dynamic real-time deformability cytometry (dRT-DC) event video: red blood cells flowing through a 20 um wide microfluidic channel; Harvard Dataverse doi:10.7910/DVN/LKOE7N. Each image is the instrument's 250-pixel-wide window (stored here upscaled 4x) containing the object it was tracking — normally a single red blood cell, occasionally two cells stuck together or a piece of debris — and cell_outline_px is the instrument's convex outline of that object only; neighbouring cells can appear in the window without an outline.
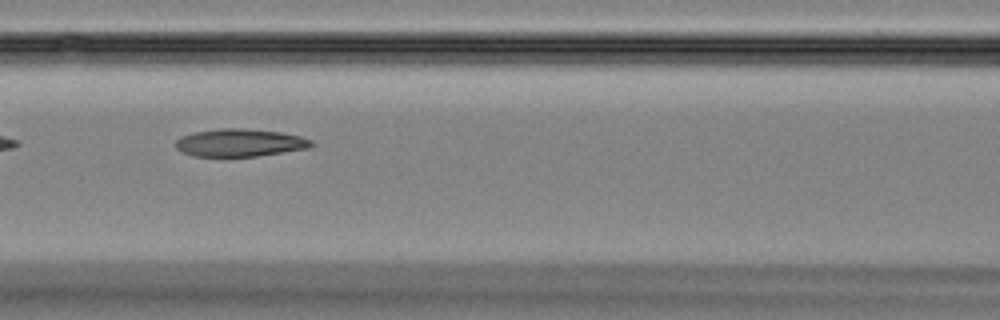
{"species": "Egyptian fruit bat (a non-hibernating species)", "species_latin": "Rousettus aegyptiacus", "temperature_condition": "room temperature", "stored_images_in_passage": 9, "camera_frame_rate_fps": 3000, "um_per_image_px": 0.085, "animal": {"sex": "female"}, "frame": {"image": 1, "passage_image": 6, "time_ms": 6.667, "image_size_px": [1000, 320], "cell_outline_px": [[316, 144], [312, 148], [256, 156], [192, 156], [180, 152], [176, 148], [176, 140], [180, 136], [192, 132], [220, 128], [244, 128], [280, 132], [300, 136], [312, 140]], "centroid_in_image_um": [20.39, 12.13], "position_along_channel_um": 146.2, "area_um2": 22.2}}
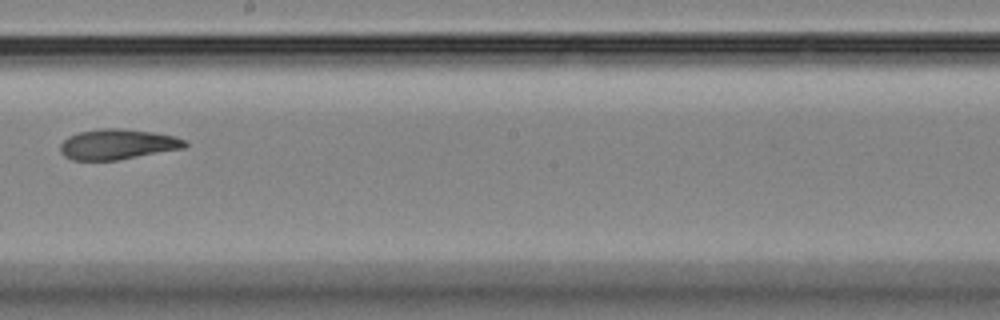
{"frame": {"image": 2, "passage_image": 8, "time_ms": 9.0, "image_size_px": [1000, 320], "cell_outline_px": [[188, 144], [184, 148], [116, 160], [72, 160], [64, 156], [60, 152], [60, 144], [68, 136], [80, 132], [100, 128], [124, 128], [152, 132], [176, 136], [184, 140]], "centroid_in_image_um": [9.97, 12.26], "position_along_channel_um": 238.2, "area_um2": 22.02}}
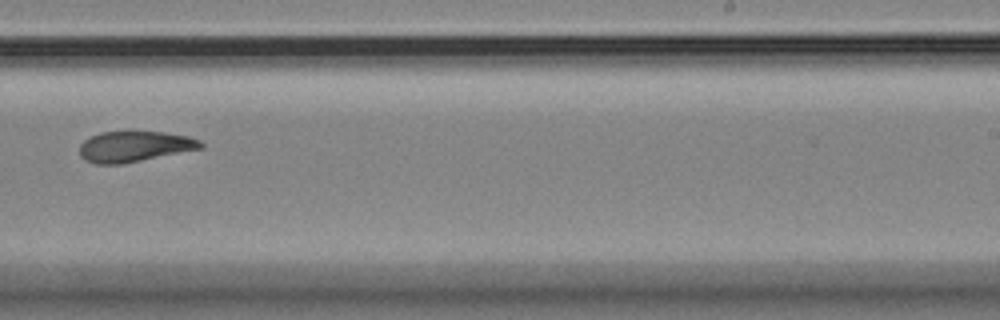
{"frame": {"image": 3, "passage_image": 9, "time_ms": 10.0, "image_size_px": [1000, 320], "cell_outline_px": [[204, 148], [124, 164], [96, 164], [84, 160], [80, 156], [80, 144], [84, 140], [100, 132], [164, 132], [188, 136], [200, 140], [204, 144]], "centroid_in_image_um": [11.45, 12.46], "position_along_channel_um": 277.6, "area_um2": 21.79}}